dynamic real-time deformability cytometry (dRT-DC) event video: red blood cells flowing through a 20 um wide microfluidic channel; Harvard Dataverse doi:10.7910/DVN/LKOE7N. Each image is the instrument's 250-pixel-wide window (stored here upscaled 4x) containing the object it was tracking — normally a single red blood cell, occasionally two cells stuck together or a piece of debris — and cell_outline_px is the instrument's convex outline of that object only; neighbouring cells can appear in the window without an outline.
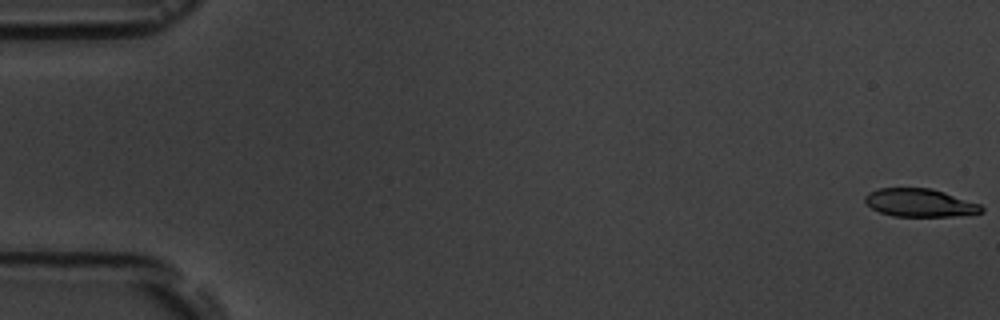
{"species": "common noctule bat (a hibernating species)", "species_latin": "Nyctalus noctula", "temperature_condition": "room temperature", "stored_images_in_passage": 7, "camera_frame_rate_fps": 3000, "um_per_image_px": 0.085, "animal": {"sex": "male", "body_mass_g": 19.5, "forearm_length_mm": 54.6}, "frame": {"image": 1, "passage_image": 1, "time_ms": 0.0, "image_size_px": [1000, 320], "cell_outline_px": [[984, 212], [952, 216], [892, 216], [880, 212], [872, 208], [864, 200], [864, 196], [868, 192], [880, 188], [932, 188], [980, 204], [984, 208]], "centroid_in_image_um": [78.17, 17.23], "position_along_channel_um": 6.8, "area_um2": 18.96}}